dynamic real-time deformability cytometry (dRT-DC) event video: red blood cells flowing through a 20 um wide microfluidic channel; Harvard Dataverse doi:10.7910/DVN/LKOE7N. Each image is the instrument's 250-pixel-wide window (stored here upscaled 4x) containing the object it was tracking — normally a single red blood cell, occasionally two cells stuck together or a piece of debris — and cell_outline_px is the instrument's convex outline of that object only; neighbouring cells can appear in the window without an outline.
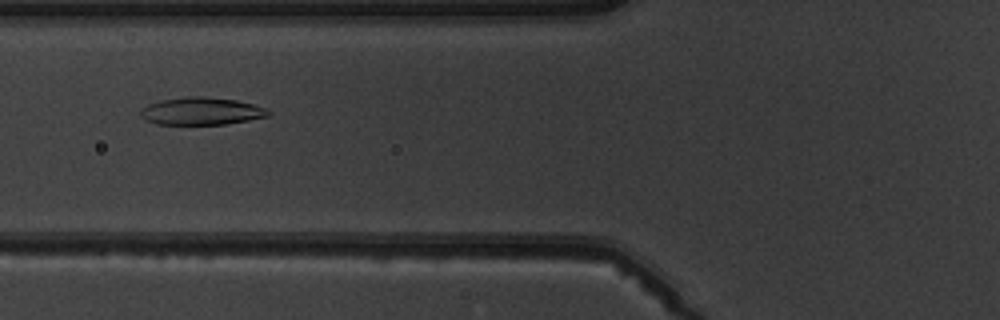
{"species": "common noctule bat (a hibernating species)", "species_latin": "Nyctalus noctula", "temperature_condition": "warm", "stored_images_in_passage": 7, "camera_frame_rate_fps": 3000, "um_per_image_px": 0.085, "animal": {"sex": "male", "body_mass_g": 19.5, "forearm_length_mm": 54.6}, "frame": {"image": 1, "passage_image": 4, "time_ms": 3.667, "image_size_px": [1000, 320], "cell_outline_px": [[272, 116], [224, 124], [156, 124], [144, 120], [140, 116], [140, 112], [148, 104], [160, 100], [188, 96], [204, 96], [236, 100], [268, 108], [272, 112]], "centroid_in_image_um": [17.15, 9.44], "position_along_channel_um": 108.7, "area_um2": 20.63}}
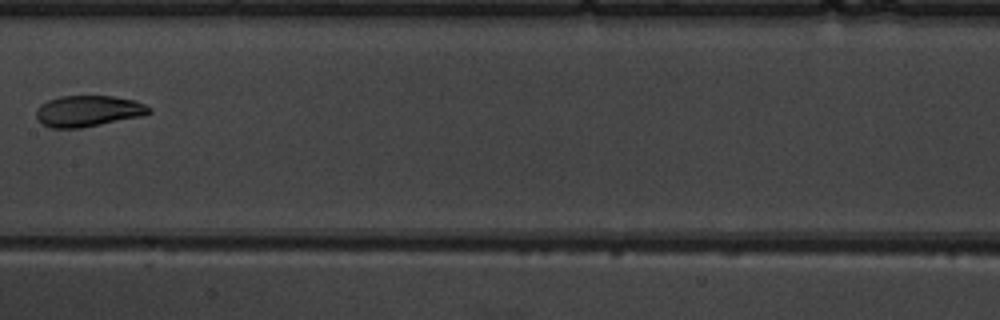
{"frame": {"image": 2, "passage_image": 6, "time_ms": 6.0, "image_size_px": [1000, 320], "cell_outline_px": [[152, 112], [144, 116], [80, 128], [52, 128], [44, 124], [36, 116], [36, 108], [40, 104], [48, 100], [60, 96], [112, 96], [136, 100], [152, 108]], "centroid_in_image_um": [7.53, 9.43], "position_along_channel_um": 199.9, "area_um2": 20.58}}
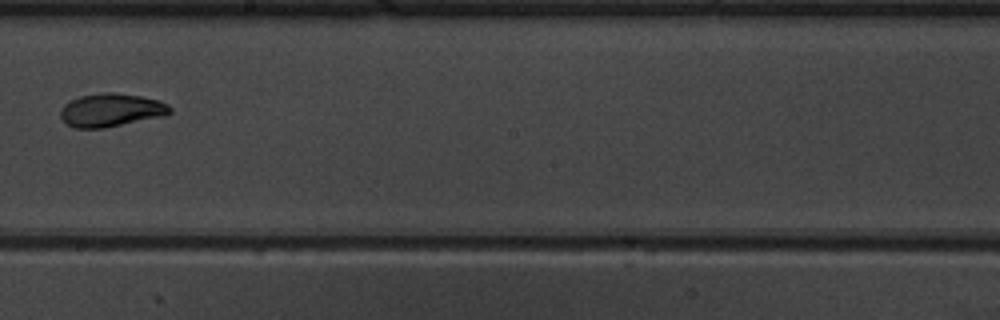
{"frame": {"image": 3, "passage_image": 7, "time_ms": 7.0, "image_size_px": [1000, 320], "cell_outline_px": [[172, 112], [168, 116], [104, 128], [72, 128], [60, 116], [60, 108], [64, 104], [80, 96], [108, 92], [140, 96], [160, 100], [168, 104], [172, 108]], "centroid_in_image_um": [9.5, 9.37], "position_along_channel_um": 238.7, "area_um2": 21.39}}